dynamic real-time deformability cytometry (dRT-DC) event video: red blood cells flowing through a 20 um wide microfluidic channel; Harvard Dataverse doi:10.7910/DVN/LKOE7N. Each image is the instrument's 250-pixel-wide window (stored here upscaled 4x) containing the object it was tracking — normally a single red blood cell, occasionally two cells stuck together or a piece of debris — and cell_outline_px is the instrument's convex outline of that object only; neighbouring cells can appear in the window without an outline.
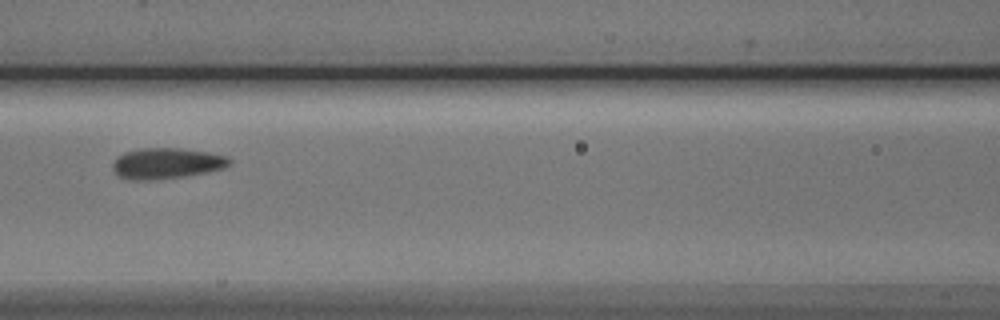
{"species": "Egyptian fruit bat (a non-hibernating species)", "species_latin": "Rousettus aegyptiacus", "temperature_condition": "cold", "stored_images_in_passage": 9, "camera_frame_rate_fps": 3000, "um_per_image_px": 0.085, "animal": {"sex": "male"}, "frame": {"image": 1, "passage_image": 6, "time_ms": 7.0, "image_size_px": [1000, 320], "cell_outline_px": [[232, 164], [224, 168], [184, 176], [148, 180], [136, 180], [120, 176], [116, 172], [112, 164], [116, 156], [124, 152], [140, 148], [180, 148], [208, 152], [228, 156], [232, 160]], "centroid_in_image_um": [14.18, 13.86], "position_along_channel_um": 152.4, "area_um2": 20.87}}
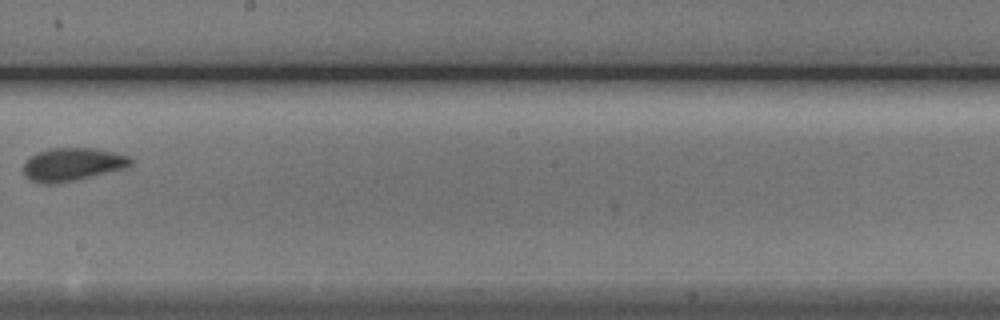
{"frame": {"image": 2, "passage_image": 8, "time_ms": 9.333, "image_size_px": [1000, 320], "cell_outline_px": [[132, 164], [128, 168], [80, 180], [52, 184], [44, 184], [32, 180], [24, 176], [24, 160], [36, 152], [48, 148], [96, 148], [128, 156], [132, 160]], "centroid_in_image_um": [6.16, 13.98], "position_along_channel_um": 242.0, "area_um2": 21.1}}
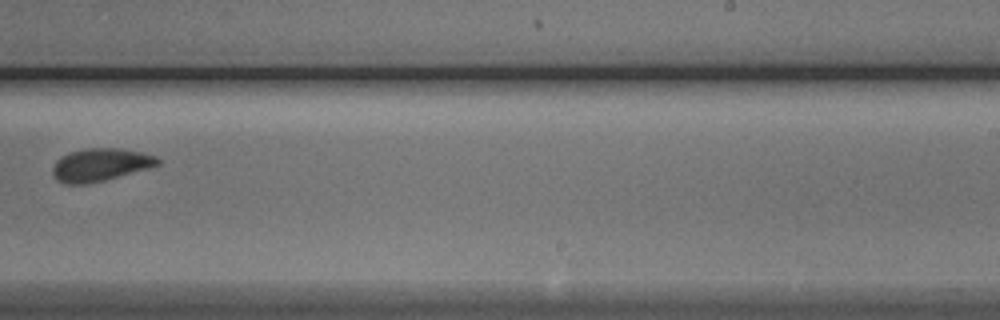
{"frame": {"image": 3, "passage_image": 9, "time_ms": 10.333, "image_size_px": [1000, 320], "cell_outline_px": [[160, 164], [148, 168], [104, 180], [84, 184], [68, 184], [56, 180], [52, 172], [52, 168], [56, 160], [60, 156], [68, 152], [84, 148], [120, 148], [140, 152], [156, 156], [160, 160]], "centroid_in_image_um": [8.49, 13.99], "position_along_channel_um": 280.5, "area_um2": 20.06}}